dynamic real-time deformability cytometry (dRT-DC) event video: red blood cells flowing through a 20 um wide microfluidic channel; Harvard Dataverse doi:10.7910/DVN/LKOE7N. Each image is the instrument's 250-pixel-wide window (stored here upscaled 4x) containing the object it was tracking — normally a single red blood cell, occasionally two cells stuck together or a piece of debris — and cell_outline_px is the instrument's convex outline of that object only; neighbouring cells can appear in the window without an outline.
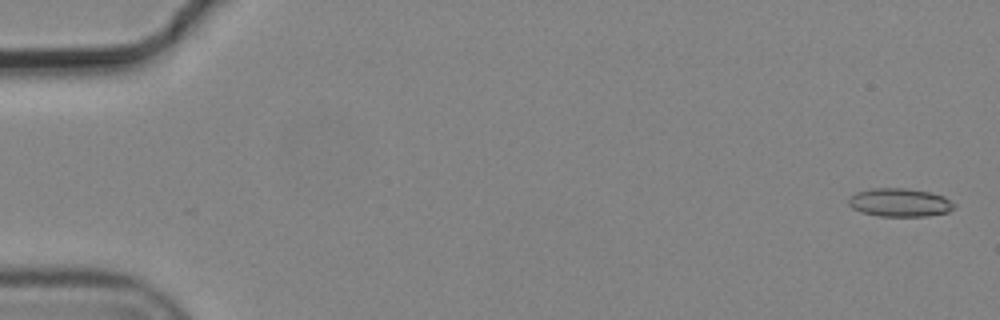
{"species": "common noctule bat (a hibernating species)", "species_latin": "Nyctalus noctula", "temperature_condition": "cold", "stored_images_in_passage": 8, "camera_frame_rate_fps": 3000, "um_per_image_px": 0.085, "animal": {"sex": "male", "body_mass_g": 19.2, "forearm_length_mm": 51.8}, "frame": {"image": 1, "passage_image": 1, "time_ms": 0.0, "image_size_px": [1000, 320], "cell_outline_px": [[956, 208], [948, 212], [924, 216], [880, 216], [860, 212], [852, 208], [848, 204], [848, 196], [856, 192], [872, 188], [908, 188], [928, 192], [944, 196], [956, 204]], "centroid_in_image_um": [76.46, 17.21], "position_along_channel_um": 8.5, "area_um2": 17.63}}
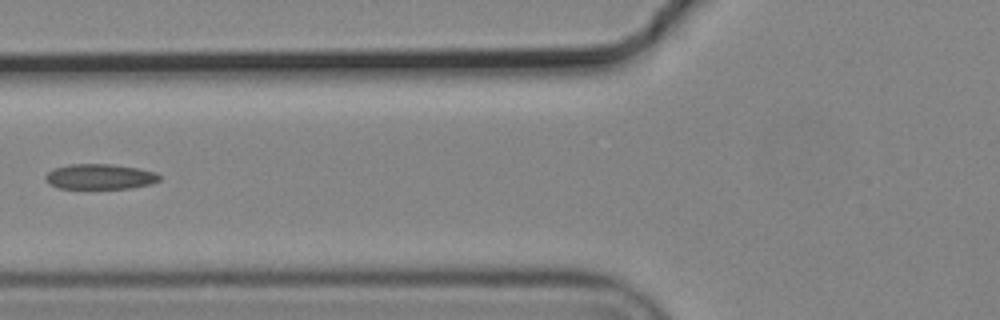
{"frame": {"image": 2, "passage_image": 7, "time_ms": 2.0, "image_size_px": [1000, 320], "cell_outline_px": [[160, 180], [152, 184], [128, 188], [56, 188], [48, 184], [44, 180], [44, 176], [48, 172], [56, 168], [68, 164], [112, 164], [136, 168], [156, 172], [160, 176]], "centroid_in_image_um": [8.46, 15.01], "position_along_channel_um": 117.3, "area_um2": 16.82}}
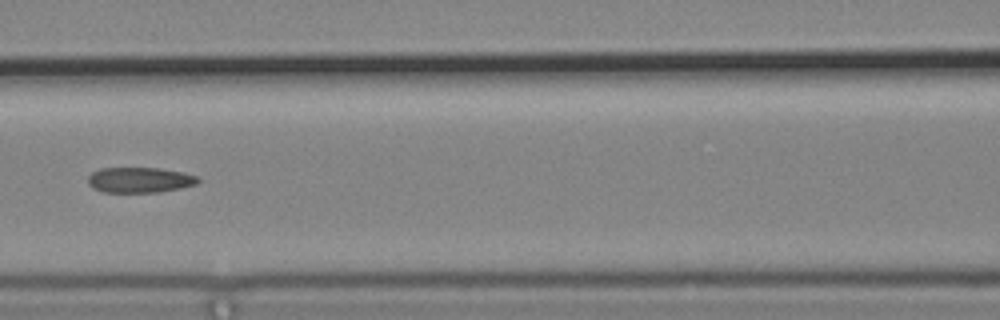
{"frame": {"image": 3, "passage_image": 8, "time_ms": 2.333, "image_size_px": [1000, 320], "cell_outline_px": [[200, 180], [196, 184], [180, 188], [160, 192], [104, 192], [92, 188], [88, 184], [88, 176], [92, 172], [100, 168], [160, 168], [184, 172], [196, 176]], "centroid_in_image_um": [11.86, 15.29], "position_along_channel_um": 154.7, "area_um2": 16.36}}